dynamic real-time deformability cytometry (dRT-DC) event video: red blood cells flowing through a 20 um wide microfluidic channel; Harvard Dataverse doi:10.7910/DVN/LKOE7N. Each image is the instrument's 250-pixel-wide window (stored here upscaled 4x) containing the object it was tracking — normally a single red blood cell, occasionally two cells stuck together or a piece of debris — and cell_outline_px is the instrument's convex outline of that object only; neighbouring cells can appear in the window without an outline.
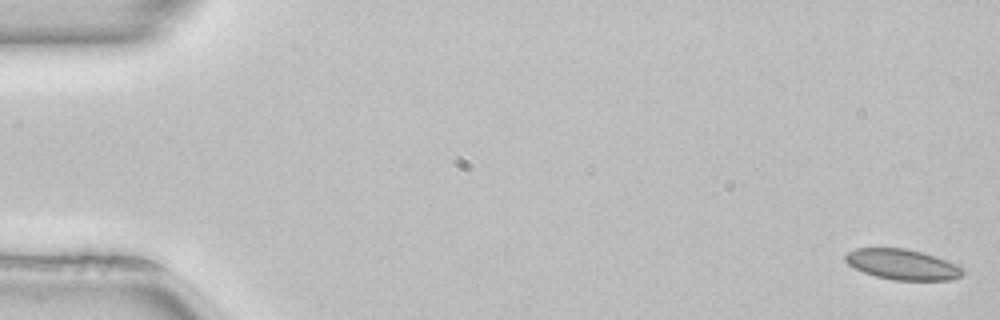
{"species": "common noctule bat (a hibernating species)", "species_latin": "Nyctalus noctula", "temperature_condition": "room temperature", "stored_images_in_passage": 52, "camera_frame_rate_fps": 3000, "um_per_image_px": 0.085, "animal": {"sex": "female", "body_mass_g": 22.7, "forearm_length_mm": 54.2}, "frame": {"image": 1, "passage_image": 1, "time_ms": 0.0, "image_size_px": [1000, 320], "cell_outline_px": [[964, 272], [960, 276], [952, 280], [892, 280], [876, 276], [864, 272], [848, 264], [844, 260], [844, 256], [848, 252], [856, 248], [908, 248], [924, 252], [960, 264], [964, 268]], "centroid_in_image_um": [76.76, 22.47], "position_along_channel_um": 8.2, "area_um2": 21.15}}
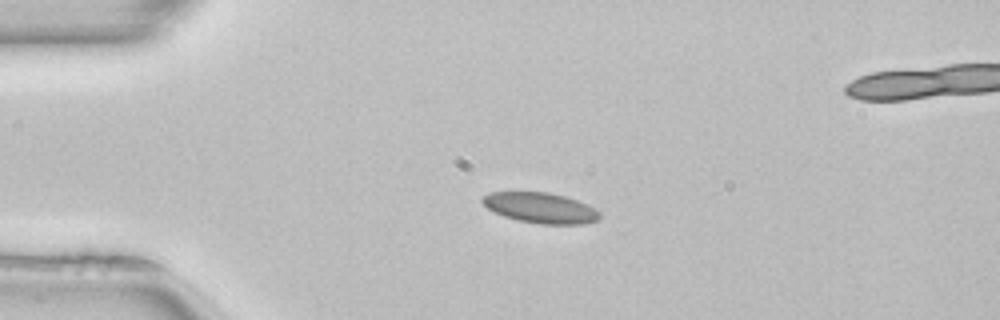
{"frame": {"image": 2, "passage_image": 12, "time_ms": 3.667, "image_size_px": [1000, 320], "cell_outline_px": [[600, 216], [596, 220], [584, 224], [540, 224], [516, 220], [504, 216], [488, 208], [480, 200], [480, 196], [488, 192], [548, 192], [564, 196], [576, 200], [600, 212]], "centroid_in_image_um": [45.88, 17.66], "position_along_channel_um": 39.1, "area_um2": 20.69}}
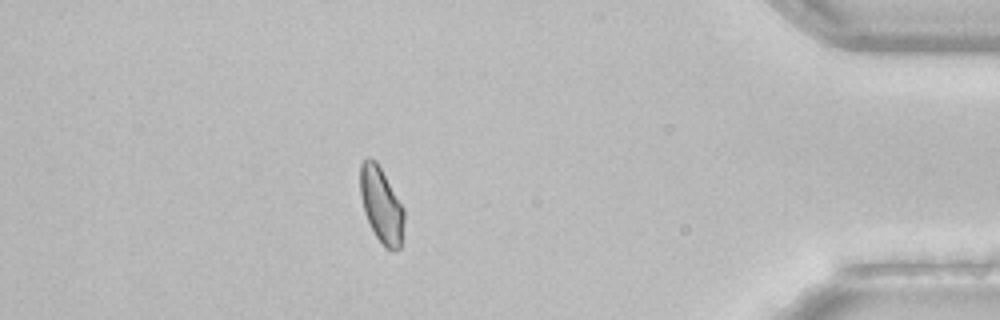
{"frame": {"image": 3, "passage_image": 45, "time_ms": 14.667, "image_size_px": [1000, 320], "cell_outline_px": [[404, 220], [400, 248], [396, 252], [392, 252], [384, 248], [376, 236], [364, 212], [360, 196], [360, 164], [368, 156], [372, 156], [376, 160], [404, 208]], "centroid_in_image_um": [32.41, 17.43], "position_along_channel_um": 402.8, "area_um2": 19.48}, "authors_computed_cell_mechanics": {"area_um2": 20.23, "velocity_mm_per_s": 4.0079, "shape_relaxation_time_tau1_ms": null, "shape_relaxation_time_tau2_ms": 2.6827, "deformation_change_tau1": null, "deformation_change_tau2": 0.088}}